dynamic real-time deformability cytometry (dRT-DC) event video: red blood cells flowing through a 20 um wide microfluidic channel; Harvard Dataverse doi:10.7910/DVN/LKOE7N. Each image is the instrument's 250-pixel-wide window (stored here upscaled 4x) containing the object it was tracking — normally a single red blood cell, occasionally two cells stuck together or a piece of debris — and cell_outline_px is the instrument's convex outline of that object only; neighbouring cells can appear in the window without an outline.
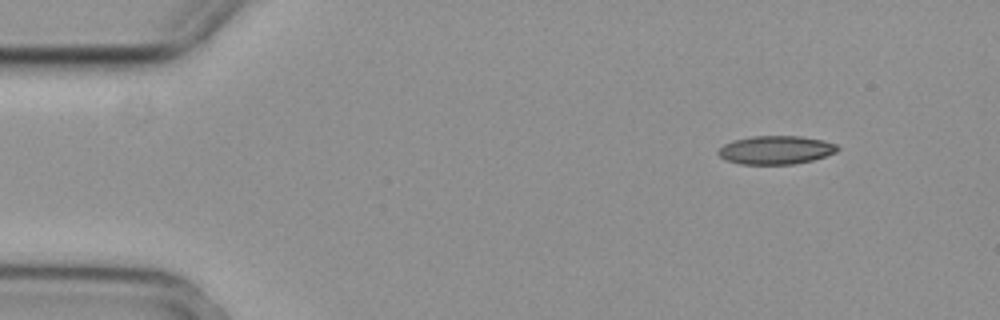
{"species": "common noctule bat (a hibernating species)", "species_latin": "Nyctalus noctula", "temperature_condition": "cold", "stored_images_in_passage": 4, "segment_of_instrument_passage": [1, 2], "camera_frame_rate_fps": 3000, "um_per_image_px": 0.085, "animal": {"sex": "female", "body_mass_g": 29.2, "forearm_length_mm": 56.3}, "frame": {"image": 1, "passage_image": 1, "time_ms": 0.0, "image_size_px": [1000, 320], "cell_outline_px": [[840, 148], [836, 152], [812, 160], [792, 164], [740, 164], [724, 160], [716, 152], [724, 144], [732, 140], [752, 136], [800, 136], [820, 140], [836, 144]], "centroid_in_image_um": [65.9, 12.75], "position_along_channel_um": 19.1, "area_um2": 19.71}}